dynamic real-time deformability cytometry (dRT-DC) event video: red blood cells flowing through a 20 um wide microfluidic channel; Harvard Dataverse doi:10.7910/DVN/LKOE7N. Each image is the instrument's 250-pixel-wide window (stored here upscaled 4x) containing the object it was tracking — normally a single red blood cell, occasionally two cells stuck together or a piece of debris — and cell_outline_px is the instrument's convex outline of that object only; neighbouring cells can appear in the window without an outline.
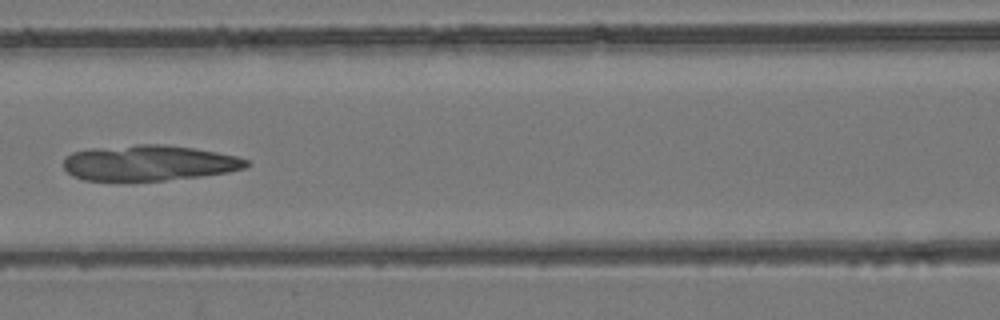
{"species": "common noctule bat (a hibernating species)", "species_latin": "Nyctalus noctula", "temperature_condition": "room temperature", "stored_images_in_passage": 6, "camera_frame_rate_fps": 3000, "um_per_image_px": 0.085, "animal": {"sex": "female", "body_mass_g": 24.6, "forearm_length_mm": 56.2}, "frame": {"image": 1, "passage_image": 5, "time_ms": 4.667, "image_size_px": [1000, 320], "cell_outline_px": [[248, 164], [244, 168], [228, 172], [200, 176], [164, 180], [84, 180], [72, 176], [64, 168], [64, 160], [72, 152], [92, 148], [136, 144], [164, 144], [192, 148], [216, 152], [236, 156], [248, 160]], "centroid_in_image_um": [12.64, 13.84], "position_along_channel_um": 154.0, "area_um2": 37.63}}
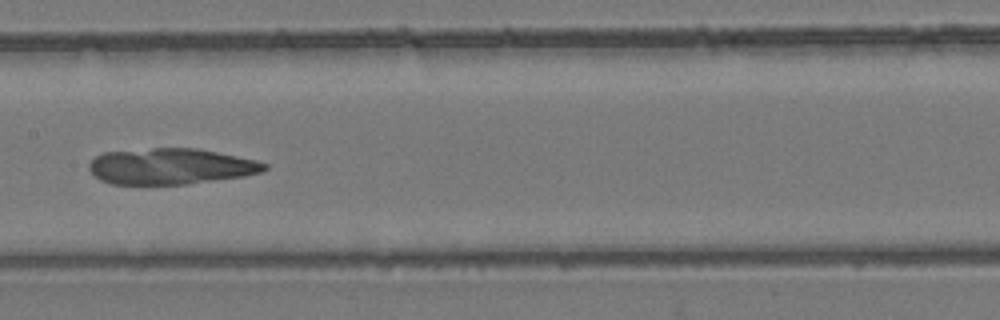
{"frame": {"image": 2, "passage_image": 6, "time_ms": 5.667, "image_size_px": [1000, 320], "cell_outline_px": [[268, 168], [264, 172], [244, 176], [188, 184], [112, 184], [100, 180], [88, 168], [88, 164], [96, 156], [104, 152], [152, 148], [196, 148], [256, 160], [268, 164]], "centroid_in_image_um": [14.52, 14.14], "position_along_channel_um": 192.9, "area_um2": 36.76}}